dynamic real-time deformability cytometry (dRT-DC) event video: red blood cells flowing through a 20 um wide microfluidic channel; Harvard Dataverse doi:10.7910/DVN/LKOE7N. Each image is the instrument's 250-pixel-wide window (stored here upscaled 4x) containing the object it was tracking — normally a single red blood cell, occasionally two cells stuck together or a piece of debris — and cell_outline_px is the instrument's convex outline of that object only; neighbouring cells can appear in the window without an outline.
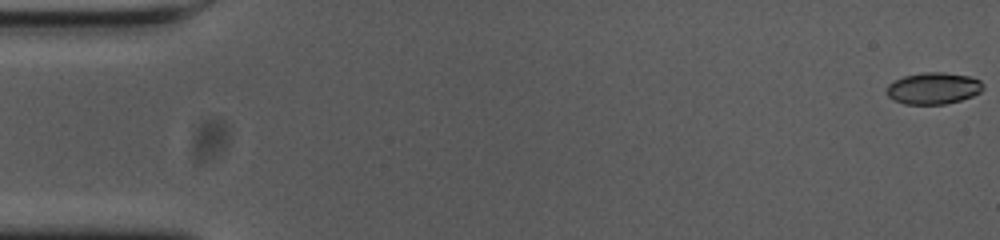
{"species": "common noctule bat (a hibernating species)", "species_latin": "Nyctalus noctula", "temperature_condition": "cold", "stored_images_in_passage": 56, "camera_frame_rate_fps": 3000, "um_per_image_px": 0.085, "animal": {"sex": "female", "body_mass_g": 23.0, "forearm_length_mm": 53.4}, "frame": {"image": 1, "passage_image": 1, "time_ms": 0.0, "image_size_px": [1000, 240], "cell_outline_px": [[984, 88], [980, 92], [972, 96], [960, 100], [944, 104], [904, 104], [892, 100], [888, 96], [888, 84], [904, 76], [924, 72], [944, 72], [968, 76], [980, 80], [984, 84]], "centroid_in_image_um": [79.35, 7.5], "position_along_channel_um": 5.6, "area_um2": 17.74}}
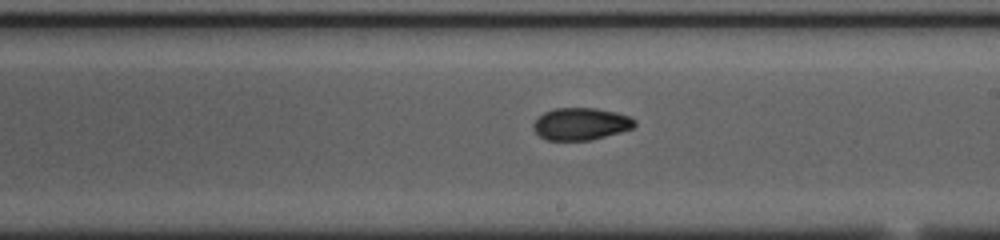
{"frame": {"image": 2, "passage_image": 32, "time_ms": 10.333, "image_size_px": [1000, 240], "cell_outline_px": [[636, 124], [632, 128], [620, 132], [588, 140], [548, 140], [540, 136], [532, 128], [532, 124], [544, 112], [556, 108], [596, 108], [616, 112], [628, 116], [636, 120]], "centroid_in_image_um": [49.36, 10.52], "position_along_channel_um": 239.6, "area_um2": 18.84}}
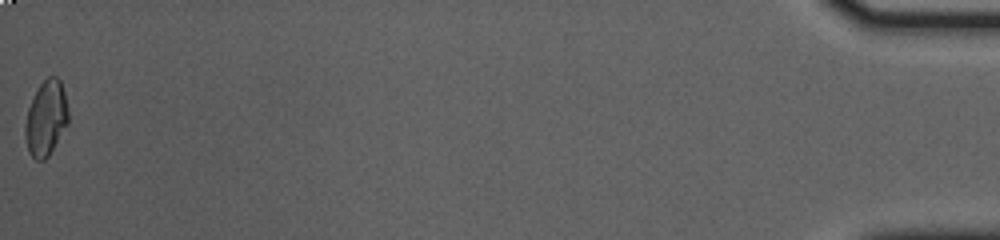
{"frame": {"image": 3, "passage_image": 56, "time_ms": 18.333, "image_size_px": [1000, 240], "cell_outline_px": [[68, 124], [48, 156], [44, 160], [36, 160], [28, 152], [24, 136], [24, 124], [28, 108], [40, 84], [48, 76], [56, 76], [60, 80], [64, 92], [68, 112]], "centroid_in_image_um": [3.9, 10.07], "position_along_channel_um": 431.3, "area_um2": 18.84}, "authors_computed_cell_mechanics": {"area_um2": 18.7272, "velocity_mm_per_s": 3.6897, "shape_relaxation_time_tau1_ms": 6.9873, "shape_relaxation_time_tau2_ms": 3.1221, "deformation_change_tau1": 0.1512, "deformation_change_tau2": 0.0569}}